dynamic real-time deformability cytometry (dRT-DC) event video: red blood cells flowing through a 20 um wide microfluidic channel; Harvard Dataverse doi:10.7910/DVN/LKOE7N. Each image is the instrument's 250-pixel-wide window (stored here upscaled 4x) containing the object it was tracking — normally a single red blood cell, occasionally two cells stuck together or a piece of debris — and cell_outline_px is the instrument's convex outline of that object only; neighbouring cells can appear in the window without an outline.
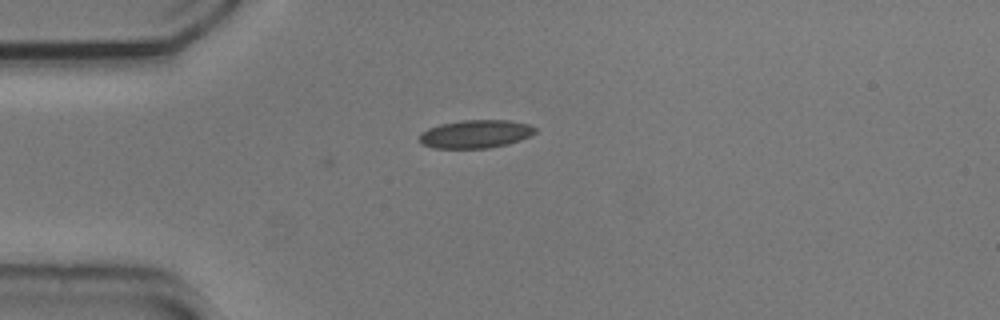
{"species": "common noctule bat (a hibernating species)", "species_latin": "Nyctalus noctula", "temperature_condition": "cold", "stored_images_in_passage": 2, "camera_frame_rate_fps": 3000, "um_per_image_px": 0.085, "animal": {"sex": "male", "body_mass_g": 20.5, "forearm_length_mm": 52.5}, "frame": {"image": 1, "passage_image": 2, "time_ms": 0.333, "image_size_px": [1000, 320], "cell_outline_px": [[536, 132], [520, 140], [508, 144], [488, 148], [432, 148], [420, 144], [420, 132], [428, 128], [440, 124], [460, 120], [508, 120], [528, 124], [536, 128]], "centroid_in_image_um": [40.39, 11.39], "position_along_channel_um": 44.6, "area_um2": 19.07}}